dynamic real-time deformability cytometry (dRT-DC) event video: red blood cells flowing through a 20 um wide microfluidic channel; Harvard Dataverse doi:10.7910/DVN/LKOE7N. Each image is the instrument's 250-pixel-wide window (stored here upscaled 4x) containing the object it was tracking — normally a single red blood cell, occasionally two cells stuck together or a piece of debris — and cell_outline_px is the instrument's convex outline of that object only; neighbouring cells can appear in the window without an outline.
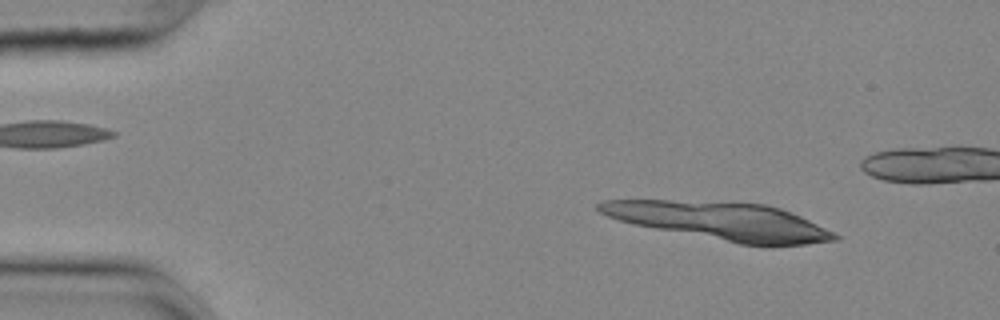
{"species": "common noctule bat (a hibernating species)", "species_latin": "Nyctalus noctula", "temperature_condition": "cold", "stored_images_in_passage": 53, "camera_frame_rate_fps": 3000, "um_per_image_px": 0.085, "animal": {"sex": "female", "body_mass_g": 25.1}, "frame": {"image": 1, "passage_image": 6, "time_ms": 1.667, "image_size_px": [1000, 320], "cell_outline_px": [[840, 236], [836, 240], [804, 244], [740, 244], [656, 228], [636, 224], [620, 220], [608, 216], [600, 212], [596, 208], [596, 204], [604, 200], [668, 200], [764, 204], [780, 208], [792, 212]], "centroid_in_image_um": [61.22, 18.77], "position_along_channel_um": 23.8, "area_um2": 50.58}}